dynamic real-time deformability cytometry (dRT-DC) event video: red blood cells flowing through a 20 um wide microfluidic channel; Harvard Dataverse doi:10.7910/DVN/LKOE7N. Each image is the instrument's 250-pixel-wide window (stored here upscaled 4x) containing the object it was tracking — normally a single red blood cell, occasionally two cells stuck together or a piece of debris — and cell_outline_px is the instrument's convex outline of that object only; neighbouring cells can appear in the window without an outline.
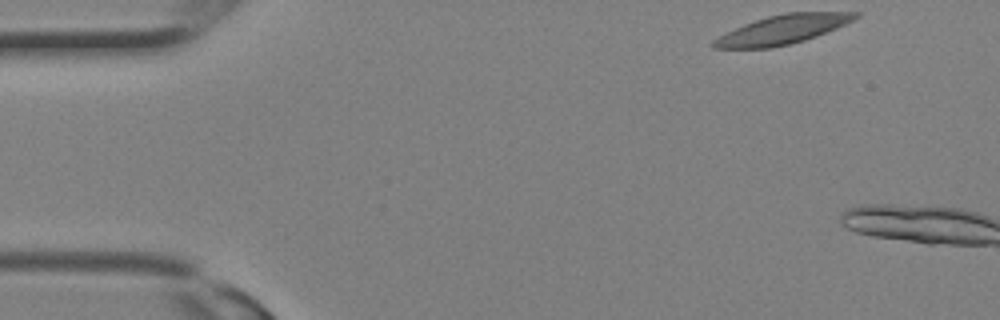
{"species": "Egyptian fruit bat (a non-hibernating species)", "species_latin": "Rousettus aegyptiacus", "temperature_condition": "room temperature", "stored_images_in_passage": 2, "camera_frame_rate_fps": 3000, "um_per_image_px": 0.085, "animal": {"sex": "female"}, "frame": {"image": 1, "passage_image": 1, "time_ms": 0.0, "image_size_px": [1000, 320], "cell_outline_px": [[860, 16], [836, 28], [816, 36], [804, 40], [772, 48], [712, 48], [712, 40], [744, 24], [768, 16], [784, 12], [860, 12]], "centroid_in_image_um": [66.52, 2.51], "position_along_channel_um": 18.5, "area_um2": 23.64}}